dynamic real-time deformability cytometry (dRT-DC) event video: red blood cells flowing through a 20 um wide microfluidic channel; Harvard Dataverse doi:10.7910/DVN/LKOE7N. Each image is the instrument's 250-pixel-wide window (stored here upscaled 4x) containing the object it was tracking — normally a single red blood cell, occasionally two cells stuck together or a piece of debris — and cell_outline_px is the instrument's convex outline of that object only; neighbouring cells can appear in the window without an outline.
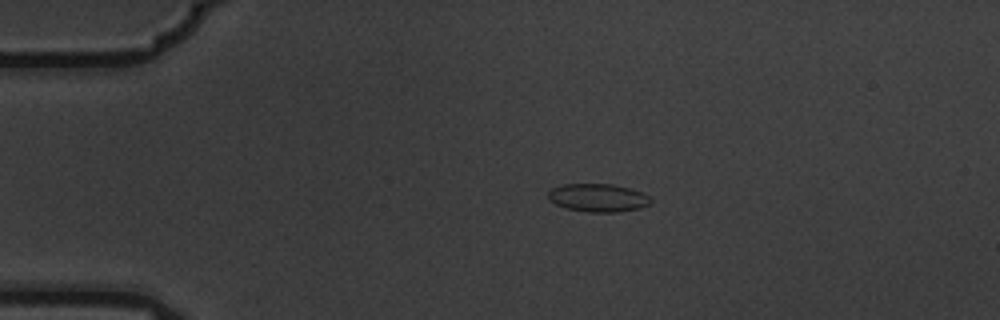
{"species": "common noctule bat (a hibernating species)", "species_latin": "Nyctalus noctula", "temperature_condition": "warm", "stored_images_in_passage": 5, "camera_frame_rate_fps": 3000, "um_per_image_px": 0.085, "animal": {"sex": "male", "body_mass_g": 19.5, "forearm_length_mm": 54.6}, "frame": {"image": 1, "passage_image": 3, "time_ms": 0.667, "image_size_px": [1000, 320], "cell_outline_px": [[652, 204], [640, 208], [616, 212], [588, 212], [564, 208], [548, 200], [548, 192], [552, 188], [560, 184], [612, 184], [632, 188], [652, 196]], "centroid_in_image_um": [50.86, 16.8], "position_along_channel_um": 34.1, "area_um2": 17.17}}